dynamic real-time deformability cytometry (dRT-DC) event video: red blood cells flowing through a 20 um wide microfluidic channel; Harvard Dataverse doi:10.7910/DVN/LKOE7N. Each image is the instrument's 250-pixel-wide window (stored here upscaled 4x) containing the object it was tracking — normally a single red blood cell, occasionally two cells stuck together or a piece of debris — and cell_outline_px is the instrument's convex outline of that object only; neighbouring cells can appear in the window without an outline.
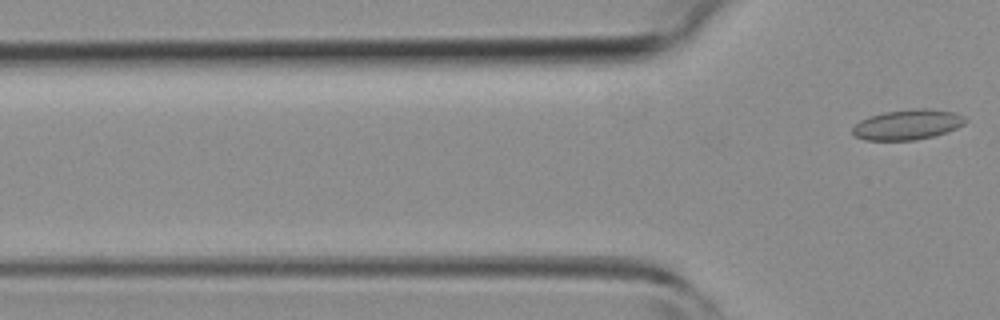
{"species": "common noctule bat (a hibernating species)", "species_latin": "Nyctalus noctula", "temperature_condition": "room temperature", "stored_images_in_passage": 6, "segment_of_instrument_passage": [2, 2], "camera_frame_rate_fps": 3000, "um_per_image_px": 0.085, "animal": {"sex": "female", "body_mass_g": 19.3, "forearm_length_mm": 54.1}, "frame": {"image": 1, "passage_image": 6, "time_ms": 6.0, "image_size_px": [1000, 320], "cell_outline_px": [[968, 120], [964, 124], [956, 128], [932, 136], [916, 140], [864, 140], [856, 136], [852, 132], [852, 128], [860, 120], [884, 112], [912, 108], [924, 108], [952, 112], [964, 116]], "centroid_in_image_um": [77.13, 10.59], "position_along_channel_um": 48.7, "area_um2": 19.65}}